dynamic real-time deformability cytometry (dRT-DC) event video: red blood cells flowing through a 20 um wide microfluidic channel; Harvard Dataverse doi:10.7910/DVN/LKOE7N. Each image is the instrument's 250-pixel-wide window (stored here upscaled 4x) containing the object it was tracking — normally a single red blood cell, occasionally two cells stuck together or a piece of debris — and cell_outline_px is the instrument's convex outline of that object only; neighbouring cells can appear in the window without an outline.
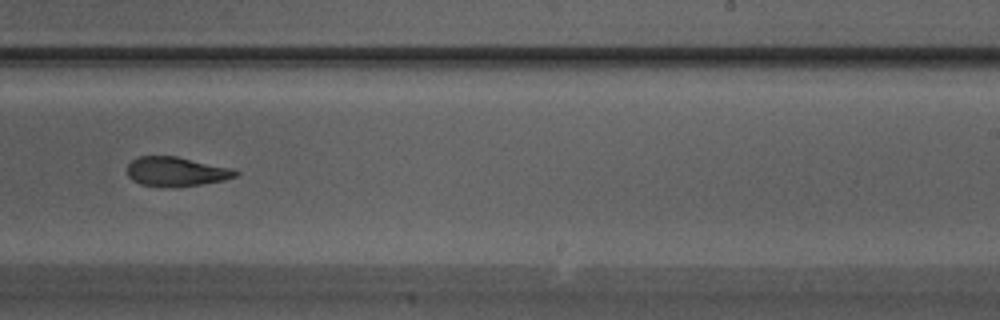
{"species": "Egyptian fruit bat (a non-hibernating species)", "species_latin": "Rousettus aegyptiacus", "temperature_condition": "warm", "stored_images_in_passage": 28, "camera_frame_rate_fps": 3000, "um_per_image_px": 0.085, "animal": {"sex": "male"}, "frame": {"image": 1, "passage_image": 16, "time_ms": 5.0, "image_size_px": [1000, 320], "cell_outline_px": [[240, 172], [236, 176], [224, 180], [200, 184], [172, 188], [140, 184], [132, 180], [128, 176], [128, 164], [136, 156], [176, 156], [232, 168]], "centroid_in_image_um": [14.96, 14.59], "position_along_channel_um": 274.0, "area_um2": 18.61}}
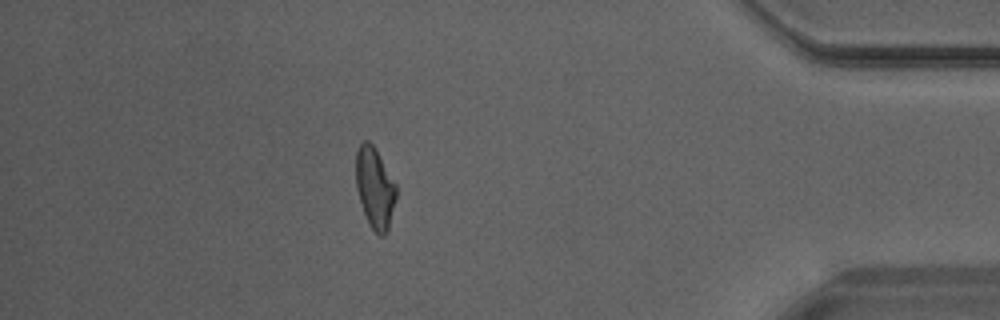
{"frame": {"image": 2, "passage_image": 24, "time_ms": 7.667, "image_size_px": [1000, 320], "cell_outline_px": [[396, 196], [388, 228], [384, 236], [380, 236], [368, 224], [356, 188], [356, 152], [360, 144], [364, 140], [368, 140], [376, 148], [396, 184]], "centroid_in_image_um": [31.85, 15.94], "position_along_channel_um": 403.3, "area_um2": 18.84}}